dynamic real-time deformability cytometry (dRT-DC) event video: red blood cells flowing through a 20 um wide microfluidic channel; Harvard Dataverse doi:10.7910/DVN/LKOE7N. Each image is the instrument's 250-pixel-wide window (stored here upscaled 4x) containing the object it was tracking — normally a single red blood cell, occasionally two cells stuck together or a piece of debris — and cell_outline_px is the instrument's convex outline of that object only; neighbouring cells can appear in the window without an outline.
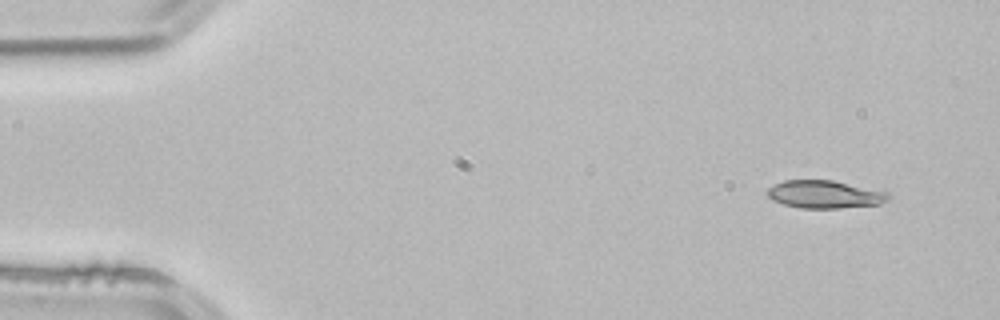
{"species": "common noctule bat (a hibernating species)", "species_latin": "Nyctalus noctula", "temperature_condition": "room temperature", "stored_images_in_passage": 3, "segment_of_instrument_passage": [1, 2], "camera_frame_rate_fps": 3000, "um_per_image_px": 0.085, "animal": {"sex": "male", "body_mass_g": 21.5, "forearm_length_mm": 52.0}, "frame": {"image": 1, "passage_image": 1, "time_ms": 0.0, "image_size_px": [1000, 320], "cell_outline_px": [[888, 200], [880, 204], [840, 208], [800, 208], [784, 204], [772, 200], [764, 192], [768, 188], [784, 180], [832, 180], [888, 192]], "centroid_in_image_um": [70.07, 16.52], "position_along_channel_um": 14.9, "area_um2": 19.54}}